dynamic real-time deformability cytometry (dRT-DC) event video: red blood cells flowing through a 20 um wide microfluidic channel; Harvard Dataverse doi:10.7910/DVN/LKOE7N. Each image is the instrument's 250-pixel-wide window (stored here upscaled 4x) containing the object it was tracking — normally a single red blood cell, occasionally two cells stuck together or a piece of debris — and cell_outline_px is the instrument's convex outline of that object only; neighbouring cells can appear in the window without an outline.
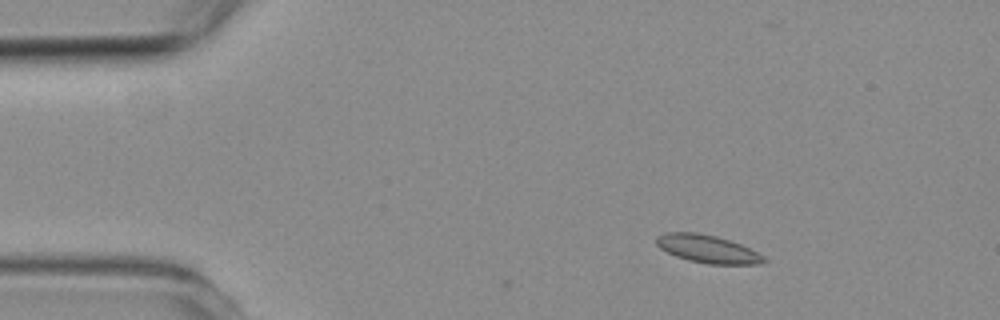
{"species": "common noctule bat (a hibernating species)", "species_latin": "Nyctalus noctula", "temperature_condition": "room temperature", "stored_images_in_passage": 3, "camera_frame_rate_fps": 3000, "um_per_image_px": 0.085, "animal": {"sex": "female", "body_mass_g": 19.3, "forearm_length_mm": 54.1}, "frame": {"image": 1, "passage_image": 1, "time_ms": 0.0, "image_size_px": [1000, 320], "cell_outline_px": [[768, 260], [760, 264], [708, 264], [688, 260], [676, 256], [660, 248], [656, 244], [656, 236], [668, 232], [696, 232], [716, 236], [740, 244], [764, 256]], "centroid_in_image_um": [60.13, 21.16], "position_along_channel_um": 24.9, "area_um2": 17.34}}